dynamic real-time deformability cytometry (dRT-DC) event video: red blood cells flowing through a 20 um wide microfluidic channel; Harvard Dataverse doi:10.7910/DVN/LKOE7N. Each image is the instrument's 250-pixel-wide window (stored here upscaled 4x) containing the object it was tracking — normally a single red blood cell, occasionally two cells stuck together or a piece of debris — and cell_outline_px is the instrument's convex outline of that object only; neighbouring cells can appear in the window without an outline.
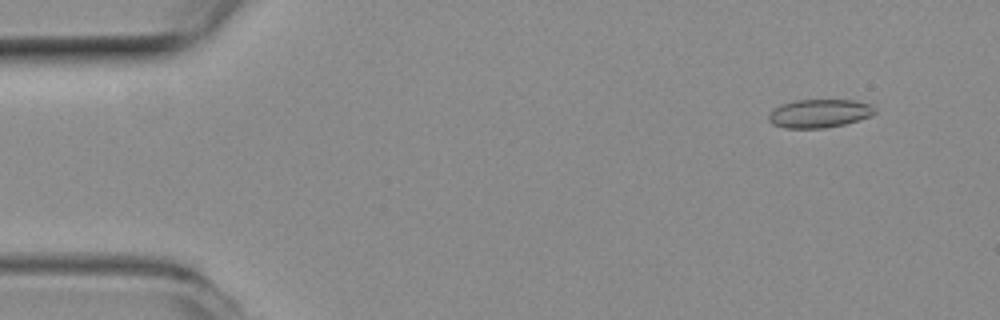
{"species": "common noctule bat (a hibernating species)", "species_latin": "Nyctalus noctula", "temperature_condition": "room temperature", "stored_images_in_passage": 50, "camera_frame_rate_fps": 3000, "um_per_image_px": 0.085, "animal": {"sex": "female", "body_mass_g": 19.3, "forearm_length_mm": 54.1}, "frame": {"image": 1, "passage_image": 1, "time_ms": 0.0, "image_size_px": [1000, 320], "cell_outline_px": [[876, 112], [872, 116], [844, 124], [824, 128], [784, 128], [772, 124], [768, 120], [768, 116], [772, 108], [780, 104], [796, 100], [856, 100], [872, 104], [876, 108]], "centroid_in_image_um": [69.65, 9.63], "position_along_channel_um": 15.4, "area_um2": 17.86}}
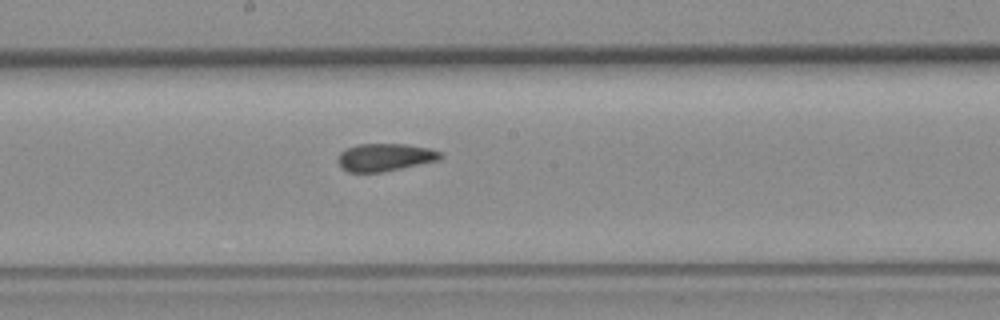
{"frame": {"image": 2, "passage_image": 25, "time_ms": 8.0, "image_size_px": [1000, 320], "cell_outline_px": [[444, 156], [440, 160], [380, 172], [348, 172], [336, 160], [340, 152], [344, 148], [356, 144], [404, 144], [428, 148], [440, 152]], "centroid_in_image_um": [32.7, 13.35], "position_along_channel_um": 215.5, "area_um2": 16.47}}
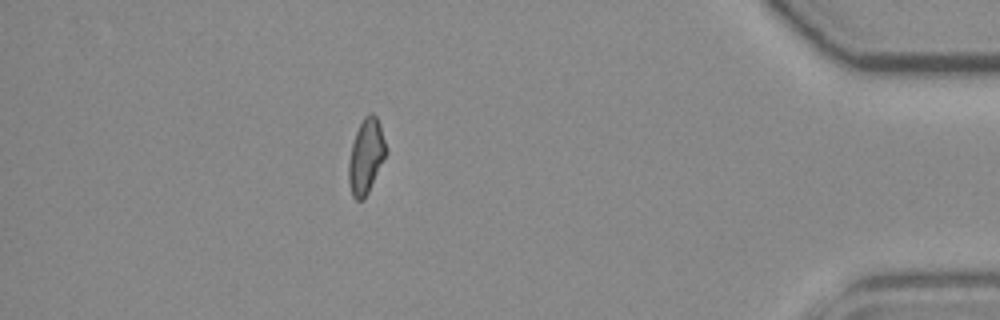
{"frame": {"image": 3, "passage_image": 44, "time_ms": 14.333, "image_size_px": [1000, 320], "cell_outline_px": [[388, 152], [364, 200], [356, 200], [352, 196], [348, 180], [348, 164], [352, 144], [356, 132], [364, 116], [368, 112], [372, 112], [376, 116], [380, 124], [388, 148]], "centroid_in_image_um": [31.13, 13.27], "position_along_channel_um": 404.1, "area_um2": 16.47}, "authors_computed_cell_mechanics": {"area_um2": 16.8487, "velocity_mm_per_s": 3.7875, "shape_relaxation_time_tau1_ms": null, "shape_relaxation_time_tau2_ms": 1.7068, "deformation_change_tau1": null, "deformation_change_tau2": 0.0927}}